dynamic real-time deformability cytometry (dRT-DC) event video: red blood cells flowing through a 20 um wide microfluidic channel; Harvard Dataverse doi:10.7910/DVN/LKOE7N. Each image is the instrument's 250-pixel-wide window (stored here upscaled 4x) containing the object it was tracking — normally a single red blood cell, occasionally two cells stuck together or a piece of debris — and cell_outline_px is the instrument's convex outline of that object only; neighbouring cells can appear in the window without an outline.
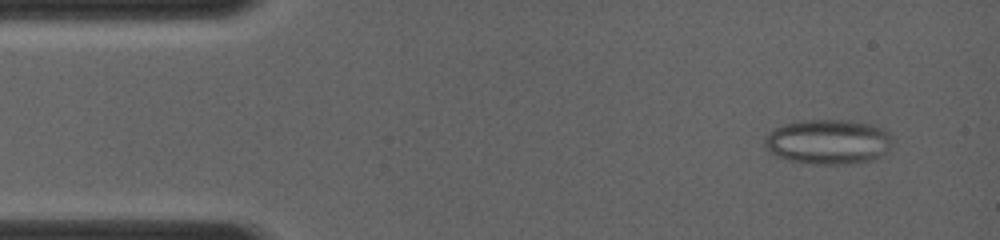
{"species": "common noctule bat (a hibernating species)", "species_latin": "Nyctalus noctula", "temperature_condition": "room temperature", "stored_images_in_passage": 8, "camera_frame_rate_fps": 4000, "um_per_image_px": 0.085, "animal": {"sex": "female", "body_mass_g": 19.0, "forearm_length_mm": 56.7}, "frame": {"image": 1, "passage_image": 2, "time_ms": 0.75, "image_size_px": [1000, 240], "cell_outline_px": [[892, 144], [880, 156], [872, 160], [848, 164], [816, 164], [788, 160], [776, 156], [768, 152], [764, 148], [764, 136], [772, 128], [796, 120], [848, 120], [872, 124], [888, 132], [892, 136]], "centroid_in_image_um": [70.33, 12.04], "position_along_channel_um": 14.7, "area_um2": 33.81}}
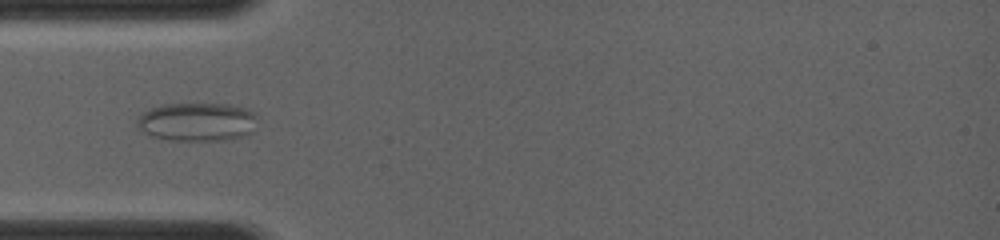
{"frame": {"image": 2, "passage_image": 6, "time_ms": 4.0, "image_size_px": [1000, 240], "cell_outline_px": [[256, 116], [244, 132], [236, 136], [224, 140], [176, 140], [156, 136], [148, 132], [140, 124], [140, 116], [144, 112], [160, 104], [228, 104], [248, 108]], "centroid_in_image_um": [16.73, 10.31], "position_along_channel_um": 68.3, "area_um2": 25.43}}
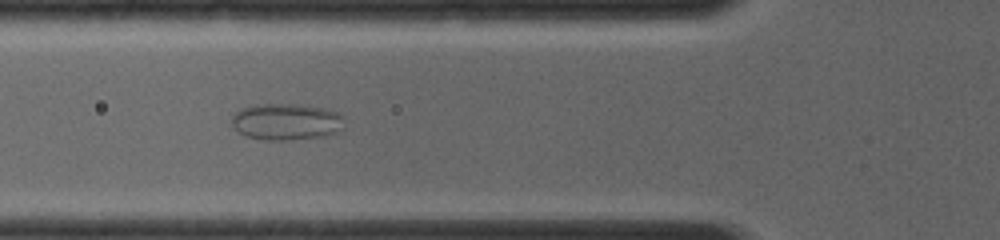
{"frame": {"image": 3, "passage_image": 7, "time_ms": 4.75, "image_size_px": [1000, 240], "cell_outline_px": [[344, 116], [328, 132], [312, 136], [248, 136], [240, 132], [232, 124], [232, 116], [240, 108], [256, 104], [296, 104], [324, 108], [340, 112]], "centroid_in_image_um": [24.2, 10.21], "position_along_channel_um": 101.6, "area_um2": 21.62}}